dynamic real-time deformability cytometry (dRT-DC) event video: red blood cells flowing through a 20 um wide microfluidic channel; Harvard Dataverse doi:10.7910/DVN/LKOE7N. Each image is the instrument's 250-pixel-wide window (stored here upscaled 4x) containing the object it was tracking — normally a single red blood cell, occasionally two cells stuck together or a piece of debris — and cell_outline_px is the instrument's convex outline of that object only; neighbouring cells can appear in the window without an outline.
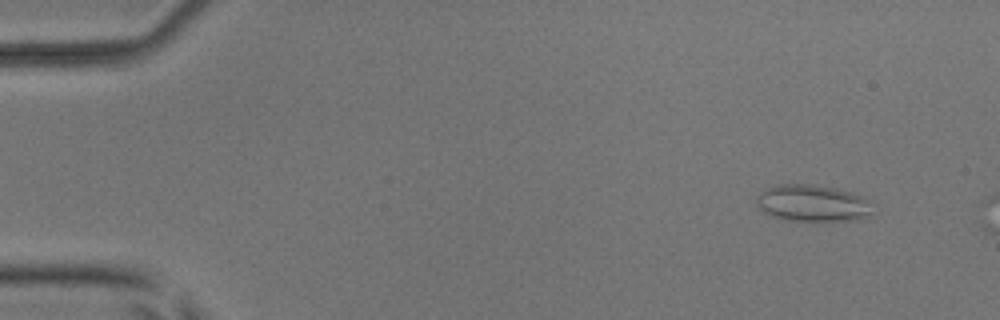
{"species": "common noctule bat (a hibernating species)", "species_latin": "Nyctalus noctula", "temperature_condition": "room temperature", "stored_images_in_passage": 4, "camera_frame_rate_fps": 3000, "um_per_image_px": 0.085, "animal": {"sex": "male", "body_mass_g": 17.9, "forearm_length_mm": 54.2}, "frame": {"image": 1, "passage_image": 2, "time_ms": 1.333, "image_size_px": [1000, 320], "cell_outline_px": [[872, 216], [860, 220], [784, 220], [772, 216], [764, 212], [756, 204], [756, 196], [760, 192], [768, 188], [780, 184], [808, 184], [836, 188], [860, 196], [864, 200]], "centroid_in_image_um": [68.99, 17.28], "position_along_channel_um": 16.0, "area_um2": 24.39}}